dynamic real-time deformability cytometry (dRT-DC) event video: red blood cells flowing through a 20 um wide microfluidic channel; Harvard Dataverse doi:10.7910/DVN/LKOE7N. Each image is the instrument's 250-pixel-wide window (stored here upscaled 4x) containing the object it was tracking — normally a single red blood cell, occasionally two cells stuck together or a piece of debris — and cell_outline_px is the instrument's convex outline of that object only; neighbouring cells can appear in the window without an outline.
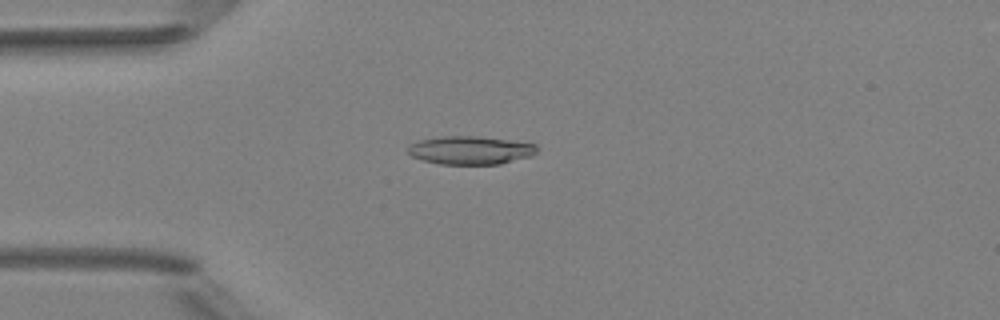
{"species": "Egyptian fruit bat (a non-hibernating species)", "species_latin": "Rousettus aegyptiacus", "temperature_condition": "room temperature", "stored_images_in_passage": 5, "camera_frame_rate_fps": 3000, "um_per_image_px": 0.085, "animal": {"sex": "female"}, "frame": {"image": 1, "passage_image": 4, "time_ms": 3.667, "image_size_px": [1000, 320], "cell_outline_px": [[536, 152], [532, 156], [500, 164], [440, 164], [424, 160], [412, 156], [408, 152], [408, 144], [420, 140], [444, 136], [480, 136], [536, 144]], "centroid_in_image_um": [39.98, 12.77], "position_along_channel_um": 45.0, "area_um2": 21.15}}